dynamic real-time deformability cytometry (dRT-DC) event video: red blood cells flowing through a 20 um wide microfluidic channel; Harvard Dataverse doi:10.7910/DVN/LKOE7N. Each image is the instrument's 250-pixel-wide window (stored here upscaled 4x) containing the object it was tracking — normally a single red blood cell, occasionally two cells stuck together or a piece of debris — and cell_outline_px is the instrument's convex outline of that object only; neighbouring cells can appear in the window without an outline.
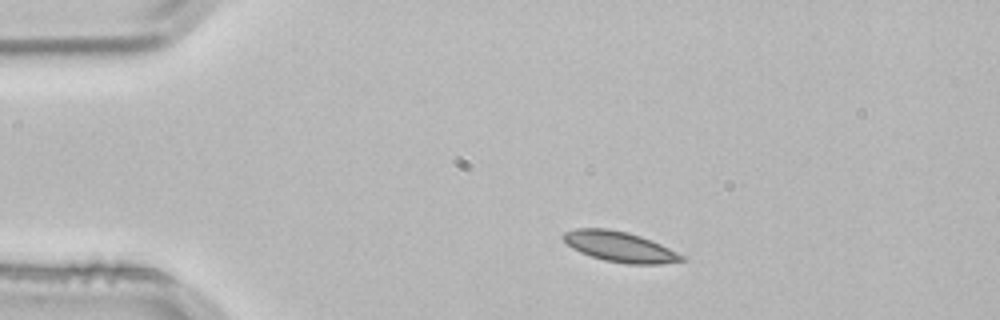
{"species": "common noctule bat (a hibernating species)", "species_latin": "Nyctalus noctula", "temperature_condition": "room temperature", "stored_images_in_passage": 44, "camera_frame_rate_fps": 3000, "um_per_image_px": 0.085, "animal": {"sex": "male", "body_mass_g": 21.5, "forearm_length_mm": 52.0}, "frame": {"image": 1, "passage_image": 1, "time_ms": 0.0, "image_size_px": [1000, 320], "cell_outline_px": [[688, 260], [660, 264], [628, 264], [604, 260], [580, 252], [572, 248], [560, 236], [564, 232], [576, 228], [608, 228], [628, 232], [640, 236], [660, 244], [684, 256]], "centroid_in_image_um": [52.66, 20.97], "position_along_channel_um": 32.3, "area_um2": 20.87}}
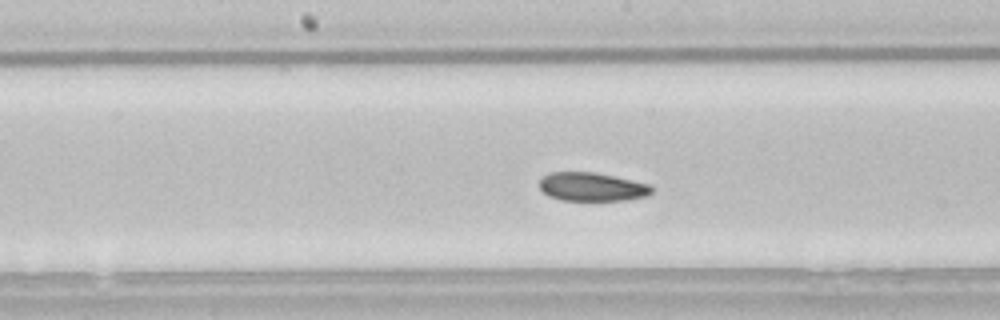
{"frame": {"image": 2, "passage_image": 18, "time_ms": 5.667, "image_size_px": [1000, 320], "cell_outline_px": [[656, 188], [648, 196], [624, 200], [564, 200], [548, 196], [540, 188], [540, 180], [548, 172], [596, 172], [632, 180], [648, 184]], "centroid_in_image_um": [50.34, 15.87], "position_along_channel_um": 197.9, "area_um2": 18.73}}
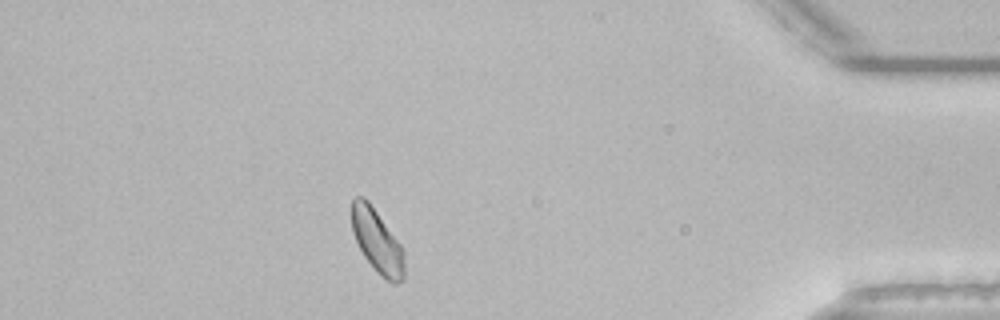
{"frame": {"image": 3, "passage_image": 38, "time_ms": 12.333, "image_size_px": [1000, 320], "cell_outline_px": [[404, 280], [396, 284], [392, 284], [384, 280], [376, 272], [364, 256], [352, 232], [352, 200], [356, 196], [364, 196], [368, 200], [400, 244], [404, 252]], "centroid_in_image_um": [32.07, 20.54], "position_along_channel_um": 403.1, "area_um2": 19.54}, "authors_computed_cell_mechanics": {"area_um2": 19.6809, "velocity_mm_per_s": 3.7786, "shape_relaxation_time_tau1_ms": 5.287, "shape_relaxation_time_tau2_ms": null, "deformation_change_tau1": 0.0806, "deformation_change_tau2": null}}